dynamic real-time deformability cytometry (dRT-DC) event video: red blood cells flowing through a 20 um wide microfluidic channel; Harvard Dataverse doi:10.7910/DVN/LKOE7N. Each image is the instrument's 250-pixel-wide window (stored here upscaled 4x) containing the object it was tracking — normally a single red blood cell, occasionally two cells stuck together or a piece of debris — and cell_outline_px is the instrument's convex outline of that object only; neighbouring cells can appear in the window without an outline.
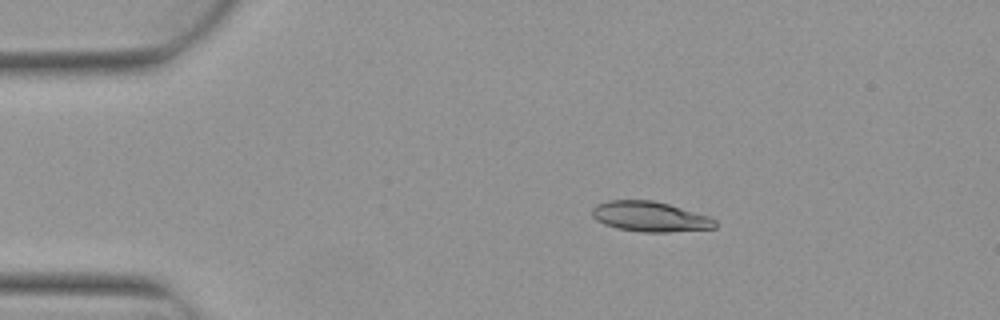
{"species": "Egyptian fruit bat (a non-hibernating species)", "species_latin": "Rousettus aegyptiacus", "temperature_condition": "warm", "stored_images_in_passage": 7, "camera_frame_rate_fps": 3000, "um_per_image_px": 0.085, "animal": {"sex": "female"}, "frame": {"image": 1, "passage_image": 3, "time_ms": 0.667, "image_size_px": [1000, 320], "cell_outline_px": [[716, 228], [668, 232], [640, 232], [616, 228], [604, 224], [596, 220], [592, 216], [592, 208], [596, 204], [608, 200], [652, 200], [668, 204], [708, 216], [716, 220]], "centroid_in_image_um": [55.22, 18.41], "position_along_channel_um": 29.8, "area_um2": 21.62}}
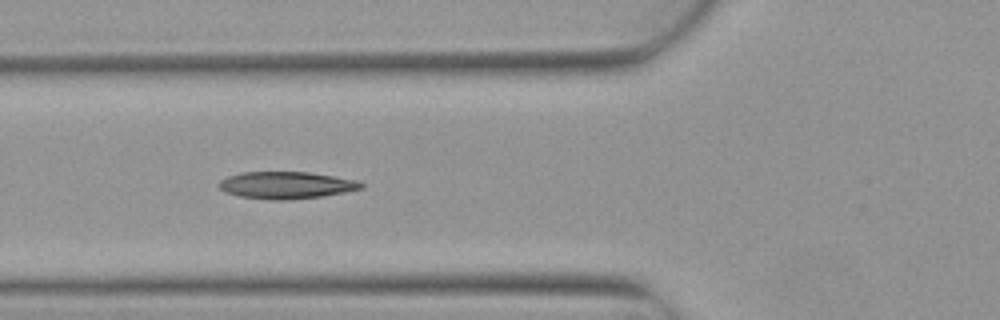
{"frame": {"image": 2, "passage_image": 6, "time_ms": 1.667, "image_size_px": [1000, 320], "cell_outline_px": [[364, 188], [324, 196], [288, 200], [268, 200], [240, 196], [224, 192], [220, 188], [220, 180], [228, 176], [240, 172], [308, 172], [360, 180], [364, 184]], "centroid_in_image_um": [24.37, 15.74], "position_along_channel_um": 101.4, "area_um2": 22.6}}
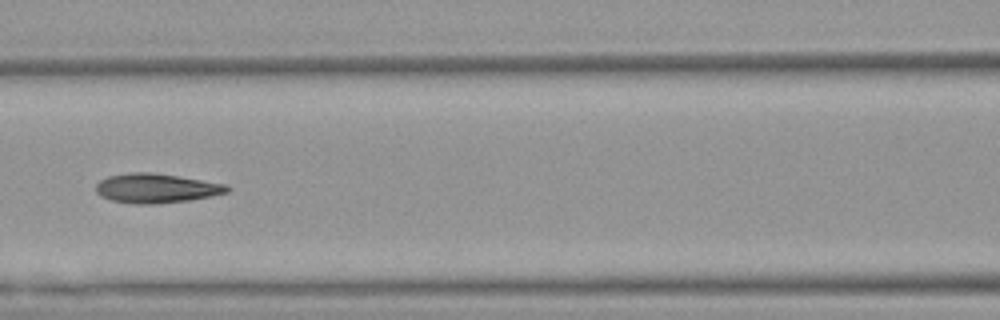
{"frame": {"image": 3, "passage_image": 7, "time_ms": 2.0, "image_size_px": [1000, 320], "cell_outline_px": [[232, 188], [228, 192], [212, 196], [188, 200], [156, 204], [132, 204], [112, 200], [100, 196], [96, 192], [96, 184], [100, 180], [108, 176], [132, 172], [152, 172], [228, 184]], "centroid_in_image_um": [13.29, 16.0], "position_along_channel_um": 153.3, "area_um2": 22.6}}